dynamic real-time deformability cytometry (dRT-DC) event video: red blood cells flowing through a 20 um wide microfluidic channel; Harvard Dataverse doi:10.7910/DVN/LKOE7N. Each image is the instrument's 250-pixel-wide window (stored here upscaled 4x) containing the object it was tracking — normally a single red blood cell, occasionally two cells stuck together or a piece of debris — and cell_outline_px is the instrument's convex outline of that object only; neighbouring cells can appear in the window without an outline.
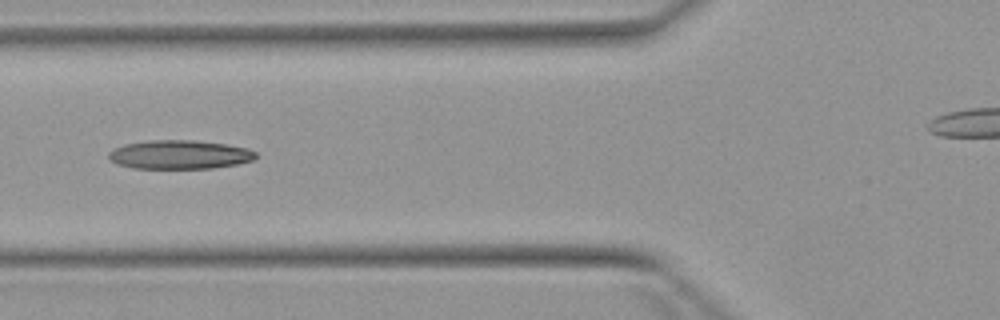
{"species": "Egyptian fruit bat (a non-hibernating species)", "species_latin": "Rousettus aegyptiacus", "temperature_condition": "warm", "stored_images_in_passage": 2, "camera_frame_rate_fps": 3000, "um_per_image_px": 0.085, "animal": {"sex": "female"}, "frame": {"image": 1, "passage_image": 2, "time_ms": 1.0, "image_size_px": [1000, 320], "cell_outline_px": [[256, 156], [252, 160], [236, 164], [212, 168], [132, 168], [116, 164], [108, 156], [108, 152], [124, 144], [148, 140], [196, 140], [224, 144], [248, 148], [256, 152]], "centroid_in_image_um": [15.24, 13.13], "position_along_channel_um": 110.6, "area_um2": 24.62}}